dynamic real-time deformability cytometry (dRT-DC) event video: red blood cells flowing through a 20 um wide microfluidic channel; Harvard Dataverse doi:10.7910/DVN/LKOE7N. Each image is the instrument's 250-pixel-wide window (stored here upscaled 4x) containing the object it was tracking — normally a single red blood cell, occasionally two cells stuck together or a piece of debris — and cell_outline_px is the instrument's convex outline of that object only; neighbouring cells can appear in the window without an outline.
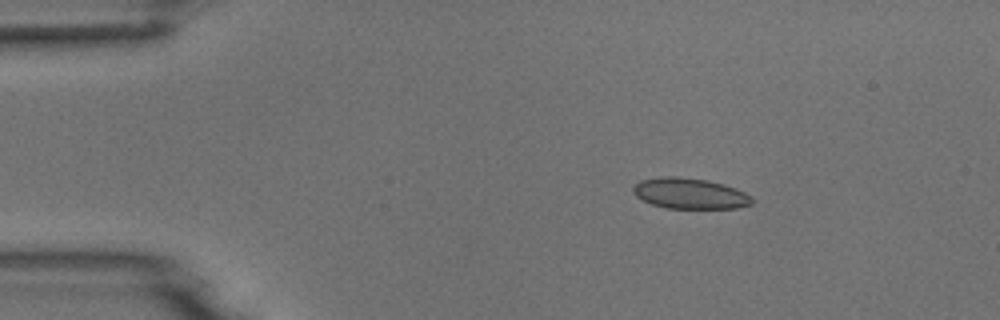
{"species": "common noctule bat (a hibernating species)", "species_latin": "Nyctalus noctula", "temperature_condition": "room temperature", "stored_images_in_passage": 5, "segment_of_instrument_passage": [1, 2], "camera_frame_rate_fps": 3000, "um_per_image_px": 0.085, "animal": {"sex": "male", "body_mass_g": 18.8}, "frame": {"image": 1, "passage_image": 2, "time_ms": 2.0, "image_size_px": [1000, 320], "cell_outline_px": [[752, 204], [736, 208], [664, 208], [652, 204], [636, 196], [632, 192], [632, 188], [640, 180], [660, 176], [676, 176], [708, 180], [724, 184], [736, 188], [752, 196]], "centroid_in_image_um": [58.63, 16.44], "position_along_channel_um": 26.4, "area_um2": 21.39}}
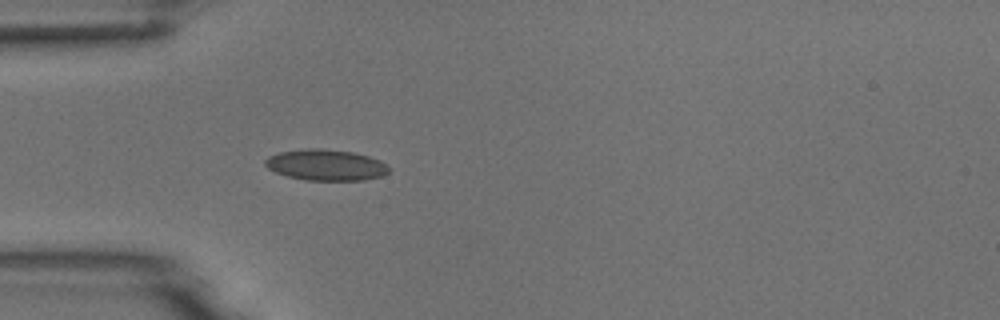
{"frame": {"image": 2, "passage_image": 4, "time_ms": 4.333, "image_size_px": [1000, 320], "cell_outline_px": [[388, 172], [380, 176], [364, 180], [304, 180], [288, 176], [276, 172], [268, 168], [264, 164], [264, 160], [268, 156], [280, 152], [308, 148], [320, 148], [352, 152], [368, 156], [380, 160], [388, 168]], "centroid_in_image_um": [27.66, 14.02], "position_along_channel_um": 57.3, "area_um2": 22.2}}